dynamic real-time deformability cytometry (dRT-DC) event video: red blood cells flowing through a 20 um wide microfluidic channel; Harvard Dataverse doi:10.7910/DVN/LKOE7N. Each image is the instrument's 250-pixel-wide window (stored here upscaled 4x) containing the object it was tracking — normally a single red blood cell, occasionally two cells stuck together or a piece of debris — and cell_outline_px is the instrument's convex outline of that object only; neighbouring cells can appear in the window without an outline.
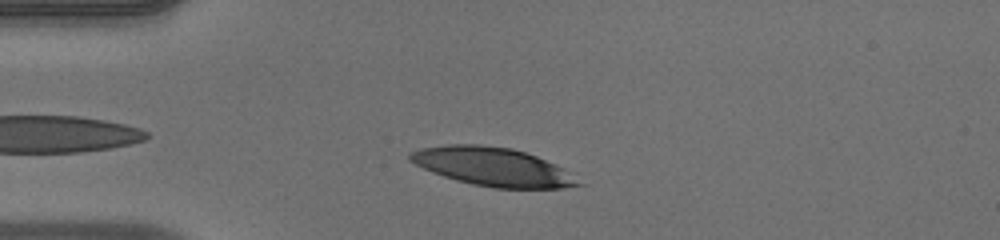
{"species": "human", "species_latin": "Homo sapiens", "temperature_condition": "warm", "stored_images_in_passage": 36, "camera_frame_rate_fps": 3000, "um_per_image_px": 0.085, "donor": {"sex": "male"}, "frame": {"image": 1, "passage_image": 4, "time_ms": 1.0, "image_size_px": [1000, 240], "cell_outline_px": [[584, 184], [560, 188], [496, 188], [472, 184], [456, 180], [432, 172], [408, 160], [408, 152], [420, 148], [448, 144], [480, 144], [512, 148], [536, 156], [564, 168]], "centroid_in_image_um": [41.85, 14.16], "position_along_channel_um": 43.1, "area_um2": 37.63}}
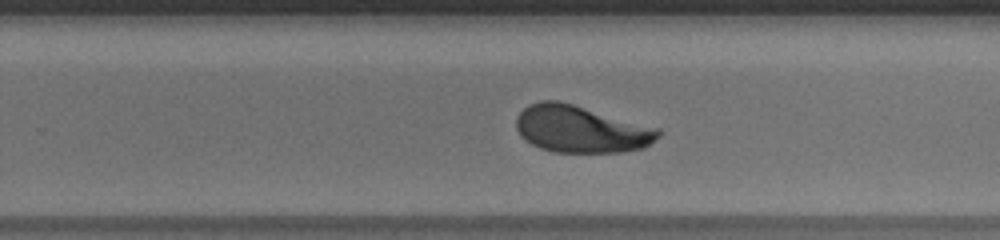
{"frame": {"image": 2, "passage_image": 24, "time_ms": 7.667, "image_size_px": [1000, 240], "cell_outline_px": [[660, 136], [644, 148], [620, 152], [552, 152], [540, 148], [524, 140], [520, 136], [516, 128], [516, 116], [528, 104], [540, 100], [560, 100], [660, 128]], "centroid_in_image_um": [49.36, 10.96], "position_along_channel_um": 280.4, "area_um2": 39.36}}
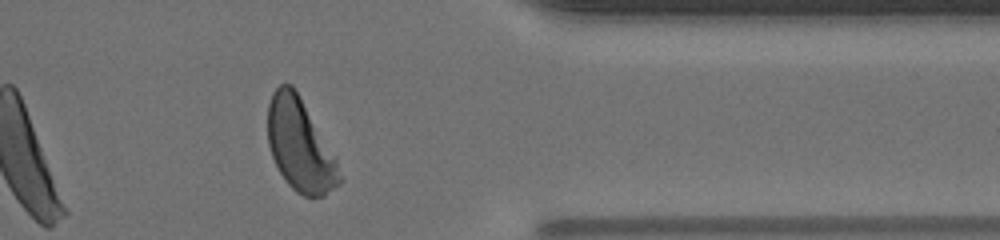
{"frame": {"image": 3, "passage_image": 33, "time_ms": 10.667, "image_size_px": [1000, 240], "cell_outline_px": [[344, 180], [340, 184], [324, 196], [304, 196], [296, 192], [288, 184], [280, 172], [272, 156], [268, 144], [268, 104], [272, 92], [280, 84], [292, 84], [336, 160]], "centroid_in_image_um": [25.49, 12.38], "position_along_channel_um": 385.9, "area_um2": 37.92}, "authors_computed_cell_mechanics": {"area_um2": 39.3618, "velocity_mm_per_s": 3.9578, "shape_relaxation_time_tau1_ms": 3.4003, "shape_relaxation_time_tau2_ms": 1.5364, "deformation_change_tau1": 0.172, "deformation_change_tau2": 0.0724}}